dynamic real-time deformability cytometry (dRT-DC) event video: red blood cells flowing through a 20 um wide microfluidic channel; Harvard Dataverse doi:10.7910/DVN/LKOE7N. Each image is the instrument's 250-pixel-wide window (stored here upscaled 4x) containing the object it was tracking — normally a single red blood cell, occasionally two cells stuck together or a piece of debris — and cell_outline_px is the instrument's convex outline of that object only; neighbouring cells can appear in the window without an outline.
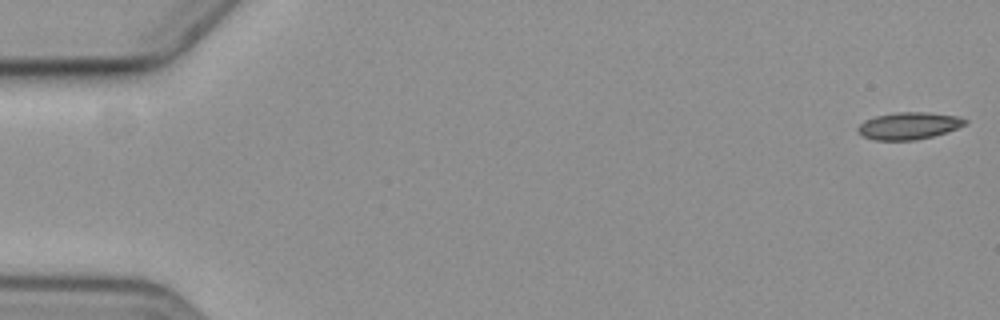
{"species": "common noctule bat (a hibernating species)", "species_latin": "Nyctalus noctula", "temperature_condition": "cold", "stored_images_in_passage": 7, "camera_frame_rate_fps": 3000, "um_per_image_px": 0.085, "animal": {"sex": "female", "body_mass_g": 19.3, "forearm_length_mm": 54.1}, "frame": {"image": 1, "passage_image": 1, "time_ms": 0.0, "image_size_px": [1000, 320], "cell_outline_px": [[968, 124], [948, 132], [916, 140], [872, 140], [864, 136], [856, 128], [864, 120], [876, 116], [900, 112], [928, 112], [956, 116], [968, 120]], "centroid_in_image_um": [77.28, 10.69], "position_along_channel_um": 7.7, "area_um2": 16.94}}
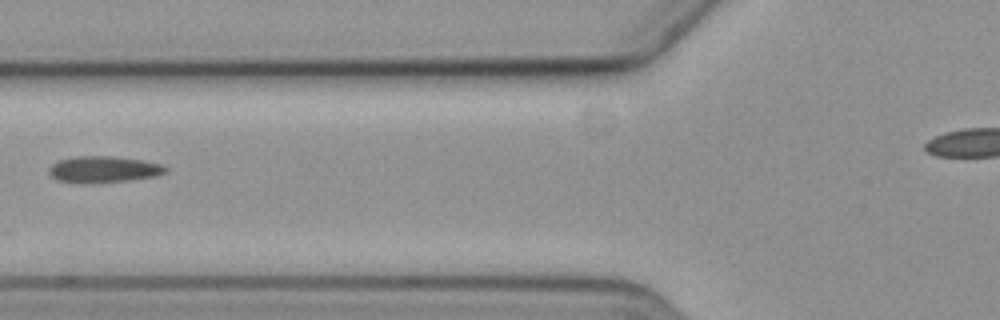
{"frame": {"image": 2, "passage_image": 7, "time_ms": 7.333, "image_size_px": [1000, 320], "cell_outline_px": [[168, 172], [156, 176], [132, 180], [88, 184], [80, 184], [56, 180], [48, 172], [48, 168], [52, 164], [60, 160], [76, 156], [112, 156], [140, 160], [160, 164], [168, 168]], "centroid_in_image_um": [8.78, 14.42], "position_along_channel_um": 117.0, "area_um2": 18.21}}